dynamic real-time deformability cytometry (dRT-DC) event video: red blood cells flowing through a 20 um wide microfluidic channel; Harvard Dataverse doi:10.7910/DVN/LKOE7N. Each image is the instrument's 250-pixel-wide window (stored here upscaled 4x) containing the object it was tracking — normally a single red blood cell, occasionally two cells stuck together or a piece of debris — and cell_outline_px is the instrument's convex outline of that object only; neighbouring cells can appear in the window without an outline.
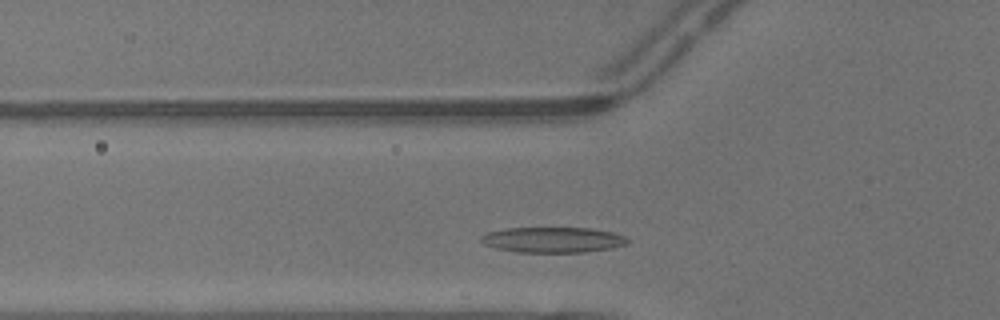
{"species": "common noctule bat (a hibernating species)", "species_latin": "Nyctalus noctula", "temperature_condition": "warm", "stored_images_in_passage": 4, "segment_of_instrument_passage": [2, 2], "camera_frame_rate_fps": 3000, "um_per_image_px": 0.085, "animal": {"sex": "male", "body_mass_g": 13.3}, "frame": {"image": 1, "passage_image": 4, "time_ms": 1.0, "image_size_px": [1000, 320], "cell_outline_px": [[632, 240], [628, 244], [612, 248], [584, 252], [516, 252], [496, 248], [484, 244], [480, 240], [480, 236], [488, 232], [504, 228], [588, 228], [612, 232], [624, 236]], "centroid_in_image_um": [47.01, 20.38], "position_along_channel_um": 78.8, "area_um2": 21.85}}